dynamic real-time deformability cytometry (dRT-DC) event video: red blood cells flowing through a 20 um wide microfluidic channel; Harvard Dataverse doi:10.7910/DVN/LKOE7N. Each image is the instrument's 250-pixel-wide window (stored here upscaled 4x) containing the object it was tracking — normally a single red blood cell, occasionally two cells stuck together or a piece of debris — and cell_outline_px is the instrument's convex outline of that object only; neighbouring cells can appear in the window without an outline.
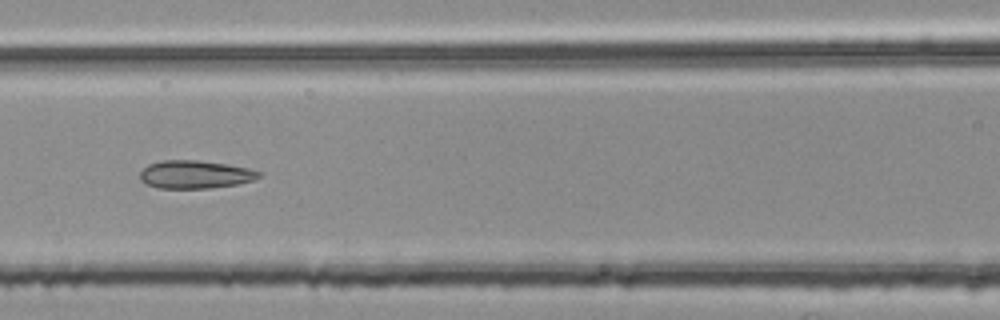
{"species": "common noctule bat (a hibernating species)", "species_latin": "Nyctalus noctula", "temperature_condition": "room temperature", "stored_images_in_passage": 55, "segment_of_instrument_passage": [2, 2], "camera_frame_rate_fps": 3000, "um_per_image_px": 0.085, "animal": {"sex": "female", "body_mass_g": 25.1}, "frame": {"image": 1, "passage_image": 24, "time_ms": 7.667, "image_size_px": [1000, 320], "cell_outline_px": [[260, 176], [252, 180], [240, 184], [208, 188], [156, 188], [140, 180], [140, 172], [148, 164], [160, 160], [196, 160], [228, 164], [248, 168], [260, 172]], "centroid_in_image_um": [16.56, 14.82], "position_along_channel_um": 150.0, "area_um2": 19.42}}
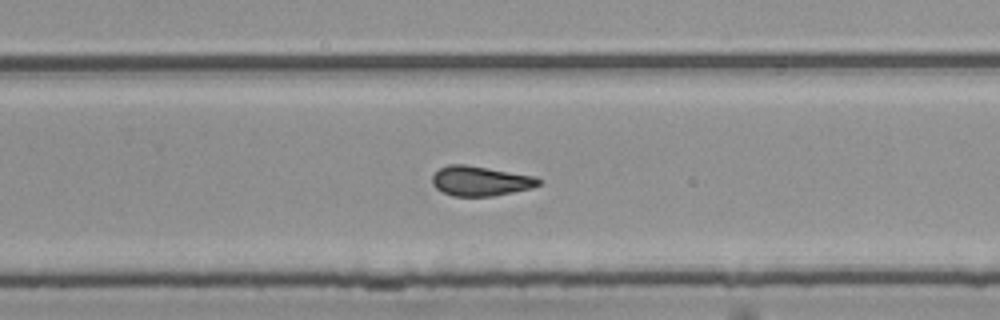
{"frame": {"image": 2, "passage_image": 35, "time_ms": 11.333, "image_size_px": [1000, 320], "cell_outline_px": [[540, 184], [532, 188], [492, 196], [452, 196], [436, 188], [432, 184], [432, 176], [440, 168], [448, 164], [464, 164], [536, 176], [540, 180]], "centroid_in_image_um": [40.82, 15.38], "position_along_channel_um": 289.0, "area_um2": 18.38}}
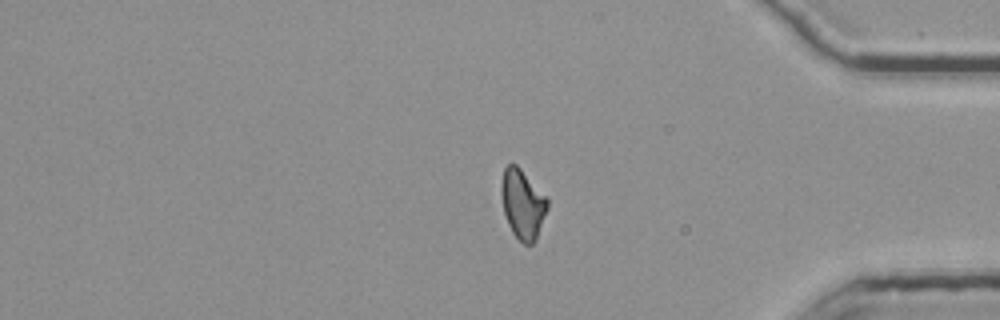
{"frame": {"image": 3, "passage_image": 45, "time_ms": 14.667, "image_size_px": [1000, 320], "cell_outline_px": [[548, 208], [536, 240], [532, 244], [524, 244], [512, 232], [508, 224], [504, 212], [500, 192], [500, 184], [504, 168], [508, 164], [516, 164], [520, 168], [548, 200]], "centroid_in_image_um": [44.4, 17.35], "position_along_channel_um": 390.8, "area_um2": 18.5}}